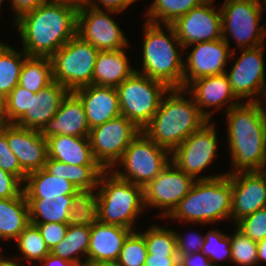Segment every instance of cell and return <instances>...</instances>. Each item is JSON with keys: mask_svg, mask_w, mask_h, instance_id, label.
<instances>
[{"mask_svg": "<svg viewBox=\"0 0 266 266\" xmlns=\"http://www.w3.org/2000/svg\"><path fill=\"white\" fill-rule=\"evenodd\" d=\"M244 102L225 114L232 170L225 174L266 170V109Z\"/></svg>", "mask_w": 266, "mask_h": 266, "instance_id": "cell-1", "label": "cell"}, {"mask_svg": "<svg viewBox=\"0 0 266 266\" xmlns=\"http://www.w3.org/2000/svg\"><path fill=\"white\" fill-rule=\"evenodd\" d=\"M77 14L73 8L47 1L21 16L14 26L25 53L31 57L51 58L77 35Z\"/></svg>", "mask_w": 266, "mask_h": 266, "instance_id": "cell-2", "label": "cell"}, {"mask_svg": "<svg viewBox=\"0 0 266 266\" xmlns=\"http://www.w3.org/2000/svg\"><path fill=\"white\" fill-rule=\"evenodd\" d=\"M186 95L190 98H186ZM208 121L184 88H170L150 123L142 131L158 146L172 153Z\"/></svg>", "mask_w": 266, "mask_h": 266, "instance_id": "cell-3", "label": "cell"}, {"mask_svg": "<svg viewBox=\"0 0 266 266\" xmlns=\"http://www.w3.org/2000/svg\"><path fill=\"white\" fill-rule=\"evenodd\" d=\"M142 31L144 33L143 69L135 68L136 72L160 81L169 88H183L185 59L181 55L185 49L177 38L174 28L171 25L146 21Z\"/></svg>", "mask_w": 266, "mask_h": 266, "instance_id": "cell-4", "label": "cell"}, {"mask_svg": "<svg viewBox=\"0 0 266 266\" xmlns=\"http://www.w3.org/2000/svg\"><path fill=\"white\" fill-rule=\"evenodd\" d=\"M232 187L229 175L196 180L173 211L165 218L212 224L231 219Z\"/></svg>", "mask_w": 266, "mask_h": 266, "instance_id": "cell-5", "label": "cell"}, {"mask_svg": "<svg viewBox=\"0 0 266 266\" xmlns=\"http://www.w3.org/2000/svg\"><path fill=\"white\" fill-rule=\"evenodd\" d=\"M97 189L98 221L135 231L136 219L146 210L143 187L119 178L113 170H104Z\"/></svg>", "mask_w": 266, "mask_h": 266, "instance_id": "cell-6", "label": "cell"}, {"mask_svg": "<svg viewBox=\"0 0 266 266\" xmlns=\"http://www.w3.org/2000/svg\"><path fill=\"white\" fill-rule=\"evenodd\" d=\"M169 89L166 84L135 71L116 87L121 115L143 130Z\"/></svg>", "mask_w": 266, "mask_h": 266, "instance_id": "cell-7", "label": "cell"}, {"mask_svg": "<svg viewBox=\"0 0 266 266\" xmlns=\"http://www.w3.org/2000/svg\"><path fill=\"white\" fill-rule=\"evenodd\" d=\"M171 162V152L154 143L143 131L129 144L111 169L124 180L145 187ZM117 165V166H116ZM118 166L123 169L120 170ZM118 168V169H117Z\"/></svg>", "mask_w": 266, "mask_h": 266, "instance_id": "cell-8", "label": "cell"}, {"mask_svg": "<svg viewBox=\"0 0 266 266\" xmlns=\"http://www.w3.org/2000/svg\"><path fill=\"white\" fill-rule=\"evenodd\" d=\"M220 6L222 38L230 46L235 41L237 49H249L264 44L266 28L259 25L264 9L260 0H224ZM229 33V34H228Z\"/></svg>", "mask_w": 266, "mask_h": 266, "instance_id": "cell-9", "label": "cell"}, {"mask_svg": "<svg viewBox=\"0 0 266 266\" xmlns=\"http://www.w3.org/2000/svg\"><path fill=\"white\" fill-rule=\"evenodd\" d=\"M98 52L92 44L76 35L50 58L53 80L69 91L93 84Z\"/></svg>", "mask_w": 266, "mask_h": 266, "instance_id": "cell-10", "label": "cell"}, {"mask_svg": "<svg viewBox=\"0 0 266 266\" xmlns=\"http://www.w3.org/2000/svg\"><path fill=\"white\" fill-rule=\"evenodd\" d=\"M215 126L214 122L209 120L171 153V161L195 181L212 179L225 174L199 175L211 165L217 155L218 140Z\"/></svg>", "mask_w": 266, "mask_h": 266, "instance_id": "cell-11", "label": "cell"}, {"mask_svg": "<svg viewBox=\"0 0 266 266\" xmlns=\"http://www.w3.org/2000/svg\"><path fill=\"white\" fill-rule=\"evenodd\" d=\"M141 132L124 115L90 129L88 138L95 160L104 170H111Z\"/></svg>", "mask_w": 266, "mask_h": 266, "instance_id": "cell-12", "label": "cell"}, {"mask_svg": "<svg viewBox=\"0 0 266 266\" xmlns=\"http://www.w3.org/2000/svg\"><path fill=\"white\" fill-rule=\"evenodd\" d=\"M264 46L241 49L231 71L225 72L233 93L241 101L260 102L266 93Z\"/></svg>", "mask_w": 266, "mask_h": 266, "instance_id": "cell-13", "label": "cell"}, {"mask_svg": "<svg viewBox=\"0 0 266 266\" xmlns=\"http://www.w3.org/2000/svg\"><path fill=\"white\" fill-rule=\"evenodd\" d=\"M113 14L117 12L85 6L77 14V35L99 51L127 48L130 43L120 25L111 17Z\"/></svg>", "mask_w": 266, "mask_h": 266, "instance_id": "cell-14", "label": "cell"}, {"mask_svg": "<svg viewBox=\"0 0 266 266\" xmlns=\"http://www.w3.org/2000/svg\"><path fill=\"white\" fill-rule=\"evenodd\" d=\"M194 182L191 176L171 161L154 180L143 188L145 208L163 209L159 216L165 219L189 193Z\"/></svg>", "mask_w": 266, "mask_h": 266, "instance_id": "cell-15", "label": "cell"}, {"mask_svg": "<svg viewBox=\"0 0 266 266\" xmlns=\"http://www.w3.org/2000/svg\"><path fill=\"white\" fill-rule=\"evenodd\" d=\"M181 45L185 48L199 42L222 39L221 9L206 0L170 24Z\"/></svg>", "mask_w": 266, "mask_h": 266, "instance_id": "cell-16", "label": "cell"}, {"mask_svg": "<svg viewBox=\"0 0 266 266\" xmlns=\"http://www.w3.org/2000/svg\"><path fill=\"white\" fill-rule=\"evenodd\" d=\"M191 46L194 48L186 56V61L184 60L183 88L198 78L225 73L227 61L234 58L232 56L235 53V48L230 49L223 38L195 43L194 46L192 44L184 49Z\"/></svg>", "mask_w": 266, "mask_h": 266, "instance_id": "cell-17", "label": "cell"}, {"mask_svg": "<svg viewBox=\"0 0 266 266\" xmlns=\"http://www.w3.org/2000/svg\"><path fill=\"white\" fill-rule=\"evenodd\" d=\"M232 187L231 219L239 220L266 207V170L229 175Z\"/></svg>", "mask_w": 266, "mask_h": 266, "instance_id": "cell-18", "label": "cell"}, {"mask_svg": "<svg viewBox=\"0 0 266 266\" xmlns=\"http://www.w3.org/2000/svg\"><path fill=\"white\" fill-rule=\"evenodd\" d=\"M6 140L27 175L44 167L48 157L47 139L39 130L7 123Z\"/></svg>", "mask_w": 266, "mask_h": 266, "instance_id": "cell-19", "label": "cell"}, {"mask_svg": "<svg viewBox=\"0 0 266 266\" xmlns=\"http://www.w3.org/2000/svg\"><path fill=\"white\" fill-rule=\"evenodd\" d=\"M184 89L190 94L201 113L208 120H211L210 117L213 112H216L220 108H224L227 103L228 106H226L224 112H227L233 106L241 103L233 93L225 73L198 78L191 81ZM209 107L213 108V111L204 110L206 108L209 109Z\"/></svg>", "mask_w": 266, "mask_h": 266, "instance_id": "cell-20", "label": "cell"}, {"mask_svg": "<svg viewBox=\"0 0 266 266\" xmlns=\"http://www.w3.org/2000/svg\"><path fill=\"white\" fill-rule=\"evenodd\" d=\"M40 132L45 139L55 135L89 136L90 127L83 103L73 91L66 95L58 112Z\"/></svg>", "mask_w": 266, "mask_h": 266, "instance_id": "cell-21", "label": "cell"}, {"mask_svg": "<svg viewBox=\"0 0 266 266\" xmlns=\"http://www.w3.org/2000/svg\"><path fill=\"white\" fill-rule=\"evenodd\" d=\"M73 92L83 103L90 129L121 115L115 87L91 84L77 88Z\"/></svg>", "mask_w": 266, "mask_h": 266, "instance_id": "cell-22", "label": "cell"}, {"mask_svg": "<svg viewBox=\"0 0 266 266\" xmlns=\"http://www.w3.org/2000/svg\"><path fill=\"white\" fill-rule=\"evenodd\" d=\"M70 91L57 81H52L36 94H31L29 110L15 125L41 131L58 112L63 99Z\"/></svg>", "mask_w": 266, "mask_h": 266, "instance_id": "cell-23", "label": "cell"}, {"mask_svg": "<svg viewBox=\"0 0 266 266\" xmlns=\"http://www.w3.org/2000/svg\"><path fill=\"white\" fill-rule=\"evenodd\" d=\"M132 231L123 226L97 221L91 227L87 266L94 262L117 260L125 239Z\"/></svg>", "mask_w": 266, "mask_h": 266, "instance_id": "cell-24", "label": "cell"}, {"mask_svg": "<svg viewBox=\"0 0 266 266\" xmlns=\"http://www.w3.org/2000/svg\"><path fill=\"white\" fill-rule=\"evenodd\" d=\"M125 49L98 52L93 73V85L116 88L136 71L130 65Z\"/></svg>", "mask_w": 266, "mask_h": 266, "instance_id": "cell-25", "label": "cell"}, {"mask_svg": "<svg viewBox=\"0 0 266 266\" xmlns=\"http://www.w3.org/2000/svg\"><path fill=\"white\" fill-rule=\"evenodd\" d=\"M48 158L70 165H99L88 137L55 135L47 138Z\"/></svg>", "mask_w": 266, "mask_h": 266, "instance_id": "cell-26", "label": "cell"}, {"mask_svg": "<svg viewBox=\"0 0 266 266\" xmlns=\"http://www.w3.org/2000/svg\"><path fill=\"white\" fill-rule=\"evenodd\" d=\"M30 224L24 192L18 197L0 199V240H16Z\"/></svg>", "mask_w": 266, "mask_h": 266, "instance_id": "cell-27", "label": "cell"}, {"mask_svg": "<svg viewBox=\"0 0 266 266\" xmlns=\"http://www.w3.org/2000/svg\"><path fill=\"white\" fill-rule=\"evenodd\" d=\"M24 183L23 192L26 198L74 195L78 191L69 180L50 175L43 168L29 173Z\"/></svg>", "mask_w": 266, "mask_h": 266, "instance_id": "cell-28", "label": "cell"}, {"mask_svg": "<svg viewBox=\"0 0 266 266\" xmlns=\"http://www.w3.org/2000/svg\"><path fill=\"white\" fill-rule=\"evenodd\" d=\"M43 169L50 175L69 180L78 190L97 189L104 169L100 165H70L48 158Z\"/></svg>", "mask_w": 266, "mask_h": 266, "instance_id": "cell-29", "label": "cell"}, {"mask_svg": "<svg viewBox=\"0 0 266 266\" xmlns=\"http://www.w3.org/2000/svg\"><path fill=\"white\" fill-rule=\"evenodd\" d=\"M73 196L26 198L29 206L30 223L53 222L67 224Z\"/></svg>", "mask_w": 266, "mask_h": 266, "instance_id": "cell-30", "label": "cell"}, {"mask_svg": "<svg viewBox=\"0 0 266 266\" xmlns=\"http://www.w3.org/2000/svg\"><path fill=\"white\" fill-rule=\"evenodd\" d=\"M91 228L87 226H69L65 238L50 253L75 264L87 265V252ZM80 257L85 260L81 261Z\"/></svg>", "mask_w": 266, "mask_h": 266, "instance_id": "cell-31", "label": "cell"}, {"mask_svg": "<svg viewBox=\"0 0 266 266\" xmlns=\"http://www.w3.org/2000/svg\"><path fill=\"white\" fill-rule=\"evenodd\" d=\"M28 55L0 41V93L6 97L17 85Z\"/></svg>", "mask_w": 266, "mask_h": 266, "instance_id": "cell-32", "label": "cell"}, {"mask_svg": "<svg viewBox=\"0 0 266 266\" xmlns=\"http://www.w3.org/2000/svg\"><path fill=\"white\" fill-rule=\"evenodd\" d=\"M53 81L52 63L48 57L28 56L22 66L18 85L37 93Z\"/></svg>", "mask_w": 266, "mask_h": 266, "instance_id": "cell-33", "label": "cell"}, {"mask_svg": "<svg viewBox=\"0 0 266 266\" xmlns=\"http://www.w3.org/2000/svg\"><path fill=\"white\" fill-rule=\"evenodd\" d=\"M98 221L96 189L78 190L72 199L68 226L92 227Z\"/></svg>", "mask_w": 266, "mask_h": 266, "instance_id": "cell-34", "label": "cell"}, {"mask_svg": "<svg viewBox=\"0 0 266 266\" xmlns=\"http://www.w3.org/2000/svg\"><path fill=\"white\" fill-rule=\"evenodd\" d=\"M206 0H154L145 13L147 22L170 25Z\"/></svg>", "mask_w": 266, "mask_h": 266, "instance_id": "cell-35", "label": "cell"}, {"mask_svg": "<svg viewBox=\"0 0 266 266\" xmlns=\"http://www.w3.org/2000/svg\"><path fill=\"white\" fill-rule=\"evenodd\" d=\"M15 242H17V250L21 253L18 258L22 262L27 261L32 264L34 260L35 264H40L41 260L50 253L38 227L32 223L24 229Z\"/></svg>", "mask_w": 266, "mask_h": 266, "instance_id": "cell-36", "label": "cell"}, {"mask_svg": "<svg viewBox=\"0 0 266 266\" xmlns=\"http://www.w3.org/2000/svg\"><path fill=\"white\" fill-rule=\"evenodd\" d=\"M145 240L148 254L178 255L175 231L157 224L140 232Z\"/></svg>", "mask_w": 266, "mask_h": 266, "instance_id": "cell-37", "label": "cell"}, {"mask_svg": "<svg viewBox=\"0 0 266 266\" xmlns=\"http://www.w3.org/2000/svg\"><path fill=\"white\" fill-rule=\"evenodd\" d=\"M236 230L230 235L231 262L238 266L257 265V242L250 239L235 226Z\"/></svg>", "mask_w": 266, "mask_h": 266, "instance_id": "cell-38", "label": "cell"}, {"mask_svg": "<svg viewBox=\"0 0 266 266\" xmlns=\"http://www.w3.org/2000/svg\"><path fill=\"white\" fill-rule=\"evenodd\" d=\"M201 251L210 259L213 266H218L222 260L231 261L230 235L219 229H212L205 235Z\"/></svg>", "mask_w": 266, "mask_h": 266, "instance_id": "cell-39", "label": "cell"}, {"mask_svg": "<svg viewBox=\"0 0 266 266\" xmlns=\"http://www.w3.org/2000/svg\"><path fill=\"white\" fill-rule=\"evenodd\" d=\"M132 231L123 243L117 261L121 266H145L147 246L140 232Z\"/></svg>", "mask_w": 266, "mask_h": 266, "instance_id": "cell-40", "label": "cell"}, {"mask_svg": "<svg viewBox=\"0 0 266 266\" xmlns=\"http://www.w3.org/2000/svg\"><path fill=\"white\" fill-rule=\"evenodd\" d=\"M31 94L36 93L17 85L5 97L3 113L6 123L15 124L29 110Z\"/></svg>", "mask_w": 266, "mask_h": 266, "instance_id": "cell-41", "label": "cell"}, {"mask_svg": "<svg viewBox=\"0 0 266 266\" xmlns=\"http://www.w3.org/2000/svg\"><path fill=\"white\" fill-rule=\"evenodd\" d=\"M235 226L253 241L266 238V207L239 220Z\"/></svg>", "mask_w": 266, "mask_h": 266, "instance_id": "cell-42", "label": "cell"}, {"mask_svg": "<svg viewBox=\"0 0 266 266\" xmlns=\"http://www.w3.org/2000/svg\"><path fill=\"white\" fill-rule=\"evenodd\" d=\"M0 168L15 175L24 183L27 174L22 170L17 157L8 146L6 140V125L0 132Z\"/></svg>", "mask_w": 266, "mask_h": 266, "instance_id": "cell-43", "label": "cell"}, {"mask_svg": "<svg viewBox=\"0 0 266 266\" xmlns=\"http://www.w3.org/2000/svg\"><path fill=\"white\" fill-rule=\"evenodd\" d=\"M36 225L45 241V244L52 250L66 235L68 225L64 223H32Z\"/></svg>", "mask_w": 266, "mask_h": 266, "instance_id": "cell-44", "label": "cell"}, {"mask_svg": "<svg viewBox=\"0 0 266 266\" xmlns=\"http://www.w3.org/2000/svg\"><path fill=\"white\" fill-rule=\"evenodd\" d=\"M23 182L0 168V199L18 197L23 193Z\"/></svg>", "mask_w": 266, "mask_h": 266, "instance_id": "cell-45", "label": "cell"}, {"mask_svg": "<svg viewBox=\"0 0 266 266\" xmlns=\"http://www.w3.org/2000/svg\"><path fill=\"white\" fill-rule=\"evenodd\" d=\"M178 255H186L200 252L204 243L205 236L196 232L187 235L178 234L175 231Z\"/></svg>", "mask_w": 266, "mask_h": 266, "instance_id": "cell-46", "label": "cell"}, {"mask_svg": "<svg viewBox=\"0 0 266 266\" xmlns=\"http://www.w3.org/2000/svg\"><path fill=\"white\" fill-rule=\"evenodd\" d=\"M136 1L137 0H89L88 5L99 10H102L101 6H103V9L106 11L122 13L124 9H127L128 6Z\"/></svg>", "mask_w": 266, "mask_h": 266, "instance_id": "cell-47", "label": "cell"}, {"mask_svg": "<svg viewBox=\"0 0 266 266\" xmlns=\"http://www.w3.org/2000/svg\"><path fill=\"white\" fill-rule=\"evenodd\" d=\"M49 0H10L12 12H14V22L24 14L35 10L38 6Z\"/></svg>", "mask_w": 266, "mask_h": 266, "instance_id": "cell-48", "label": "cell"}, {"mask_svg": "<svg viewBox=\"0 0 266 266\" xmlns=\"http://www.w3.org/2000/svg\"><path fill=\"white\" fill-rule=\"evenodd\" d=\"M179 266H213L210 259L202 252L178 255Z\"/></svg>", "mask_w": 266, "mask_h": 266, "instance_id": "cell-49", "label": "cell"}, {"mask_svg": "<svg viewBox=\"0 0 266 266\" xmlns=\"http://www.w3.org/2000/svg\"><path fill=\"white\" fill-rule=\"evenodd\" d=\"M145 266H179L178 255L147 254Z\"/></svg>", "mask_w": 266, "mask_h": 266, "instance_id": "cell-50", "label": "cell"}, {"mask_svg": "<svg viewBox=\"0 0 266 266\" xmlns=\"http://www.w3.org/2000/svg\"><path fill=\"white\" fill-rule=\"evenodd\" d=\"M41 266H73L75 263L49 253L40 262Z\"/></svg>", "mask_w": 266, "mask_h": 266, "instance_id": "cell-51", "label": "cell"}, {"mask_svg": "<svg viewBox=\"0 0 266 266\" xmlns=\"http://www.w3.org/2000/svg\"><path fill=\"white\" fill-rule=\"evenodd\" d=\"M52 3L61 4L73 8L77 12L88 5L89 0H49Z\"/></svg>", "mask_w": 266, "mask_h": 266, "instance_id": "cell-52", "label": "cell"}, {"mask_svg": "<svg viewBox=\"0 0 266 266\" xmlns=\"http://www.w3.org/2000/svg\"><path fill=\"white\" fill-rule=\"evenodd\" d=\"M266 262V238L257 242V263Z\"/></svg>", "mask_w": 266, "mask_h": 266, "instance_id": "cell-53", "label": "cell"}, {"mask_svg": "<svg viewBox=\"0 0 266 266\" xmlns=\"http://www.w3.org/2000/svg\"><path fill=\"white\" fill-rule=\"evenodd\" d=\"M21 259L20 258H15L13 259V256L12 258H8V257H4L2 255V252L0 250V266H21V263H20ZM20 263V264H19Z\"/></svg>", "mask_w": 266, "mask_h": 266, "instance_id": "cell-54", "label": "cell"}, {"mask_svg": "<svg viewBox=\"0 0 266 266\" xmlns=\"http://www.w3.org/2000/svg\"><path fill=\"white\" fill-rule=\"evenodd\" d=\"M88 266H121L117 260L99 261L90 263Z\"/></svg>", "mask_w": 266, "mask_h": 266, "instance_id": "cell-55", "label": "cell"}, {"mask_svg": "<svg viewBox=\"0 0 266 266\" xmlns=\"http://www.w3.org/2000/svg\"><path fill=\"white\" fill-rule=\"evenodd\" d=\"M6 121L4 118L3 110H0V132L3 130V127L6 125Z\"/></svg>", "mask_w": 266, "mask_h": 266, "instance_id": "cell-56", "label": "cell"}, {"mask_svg": "<svg viewBox=\"0 0 266 266\" xmlns=\"http://www.w3.org/2000/svg\"><path fill=\"white\" fill-rule=\"evenodd\" d=\"M5 97L0 93V110L4 109Z\"/></svg>", "mask_w": 266, "mask_h": 266, "instance_id": "cell-57", "label": "cell"}, {"mask_svg": "<svg viewBox=\"0 0 266 266\" xmlns=\"http://www.w3.org/2000/svg\"><path fill=\"white\" fill-rule=\"evenodd\" d=\"M262 1H263V2H262ZM260 4H261V6H262V8H263L264 5L266 6V0H260ZM262 4H263V5H262ZM265 6H264V9H266ZM265 22H266V21H265ZM263 25H266V23H264Z\"/></svg>", "mask_w": 266, "mask_h": 266, "instance_id": "cell-58", "label": "cell"}, {"mask_svg": "<svg viewBox=\"0 0 266 266\" xmlns=\"http://www.w3.org/2000/svg\"><path fill=\"white\" fill-rule=\"evenodd\" d=\"M73 266H87L85 264H74Z\"/></svg>", "mask_w": 266, "mask_h": 266, "instance_id": "cell-59", "label": "cell"}, {"mask_svg": "<svg viewBox=\"0 0 266 266\" xmlns=\"http://www.w3.org/2000/svg\"><path fill=\"white\" fill-rule=\"evenodd\" d=\"M9 1V0H8ZM3 2H4V0H0V10H2L1 9V5L3 4Z\"/></svg>", "mask_w": 266, "mask_h": 266, "instance_id": "cell-60", "label": "cell"}]
</instances>
